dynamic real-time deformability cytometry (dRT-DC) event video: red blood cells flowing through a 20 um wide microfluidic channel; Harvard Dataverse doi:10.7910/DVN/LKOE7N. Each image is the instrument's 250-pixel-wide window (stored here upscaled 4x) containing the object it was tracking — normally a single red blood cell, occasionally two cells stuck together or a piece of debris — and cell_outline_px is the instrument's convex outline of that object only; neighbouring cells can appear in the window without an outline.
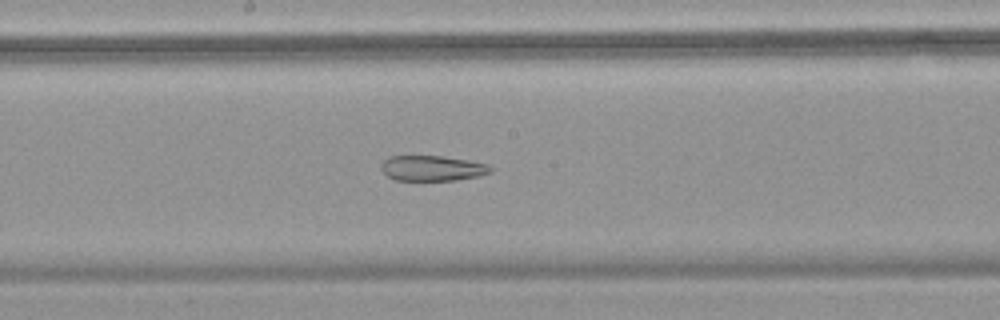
{"species": "common noctule bat (a hibernating species)", "species_latin": "Nyctalus noctula", "temperature_condition": "warm", "stored_images_in_passage": 49, "camera_frame_rate_fps": 3000, "um_per_image_px": 0.085, "animal": {"sex": "female", "body_mass_g": 18.4}, "frame": {"image": 1, "passage_image": 27, "time_ms": 8.667, "image_size_px": [1000, 320], "cell_outline_px": [[492, 172], [480, 176], [456, 180], [396, 180], [388, 176], [380, 168], [380, 164], [388, 156], [440, 156], [468, 160], [488, 164], [492, 168]], "centroid_in_image_um": [36.75, 14.3], "position_along_channel_um": 211.5, "area_um2": 16.18}}
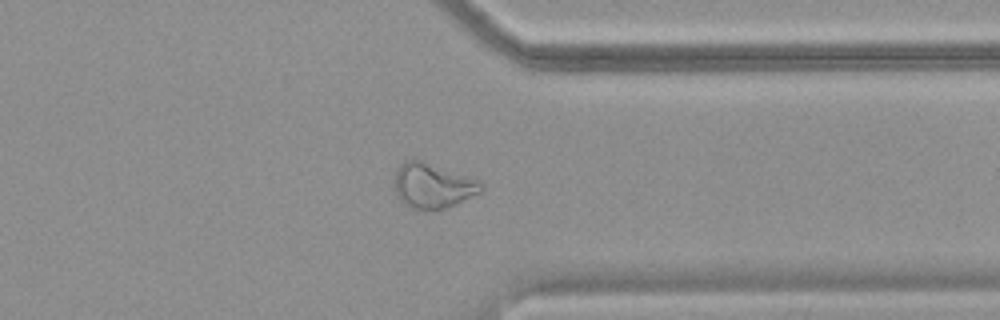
{"frame": {"image": 2, "passage_image": 39, "time_ms": 12.667, "image_size_px": [1000, 320], "cell_outline_px": [[484, 188], [480, 192], [444, 208], [412, 208], [404, 204], [400, 200], [396, 192], [396, 168], [404, 160], [424, 160], [480, 180], [484, 184]], "centroid_in_image_um": [36.8, 15.73], "position_along_channel_um": 374.6, "area_um2": 22.37}}
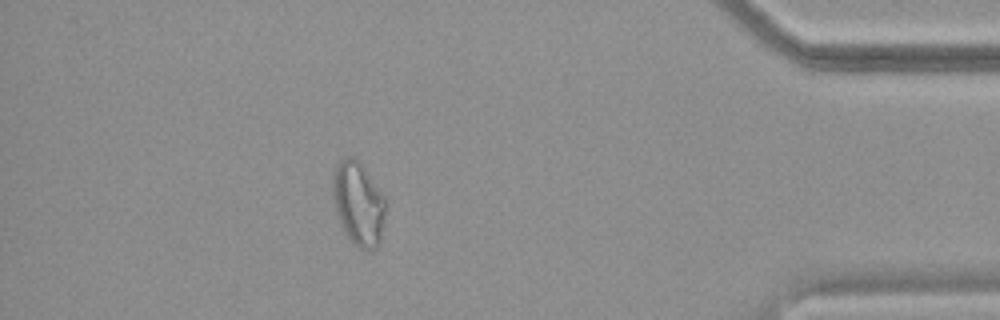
{"frame": {"image": 3, "passage_image": 44, "time_ms": 14.333, "image_size_px": [1000, 320], "cell_outline_px": [[384, 224], [380, 244], [376, 248], [368, 252], [364, 252], [356, 248], [348, 240], [340, 224], [332, 200], [332, 180], [336, 164], [344, 156], [352, 156], [364, 168], [384, 196]], "centroid_in_image_um": [30.43, 17.38], "position_along_channel_um": 404.8, "area_um2": 26.24}}